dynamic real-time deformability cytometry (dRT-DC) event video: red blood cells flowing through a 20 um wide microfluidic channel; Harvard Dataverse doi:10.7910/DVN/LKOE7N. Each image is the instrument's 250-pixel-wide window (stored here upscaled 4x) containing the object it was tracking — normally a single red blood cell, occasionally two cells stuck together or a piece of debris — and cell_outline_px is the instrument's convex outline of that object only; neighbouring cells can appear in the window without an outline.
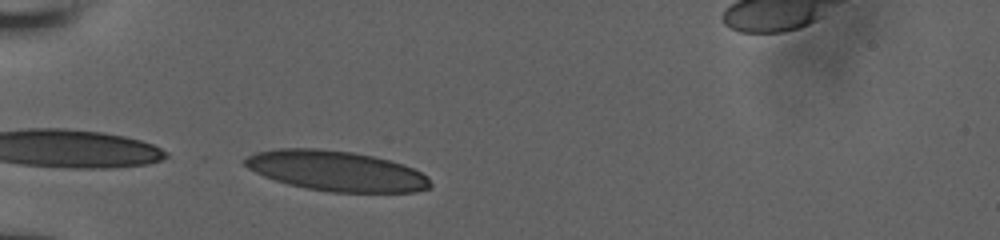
{"species": "human", "species_latin": "Homo sapiens", "temperature_condition": "room temperature", "stored_images_in_passage": 13, "camera_frame_rate_fps": 3000, "um_per_image_px": 0.085, "donor": {"sex": "male"}, "frame": {"image": 1, "passage_image": 2, "time_ms": 0.333, "image_size_px": [1000, 240], "cell_outline_px": [[432, 188], [416, 192], [328, 192], [288, 184], [264, 176], [248, 168], [244, 164], [244, 160], [248, 156], [256, 152], [276, 148], [316, 148], [352, 152], [372, 156], [404, 164], [428, 176], [432, 184]], "centroid_in_image_um": [28.61, 14.53], "position_along_channel_um": 56.4, "area_um2": 43.41}}
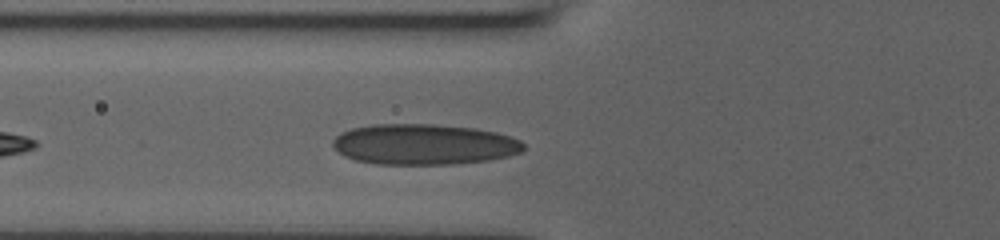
{"frame": {"image": 2, "passage_image": 10, "time_ms": 1.667, "image_size_px": [1000, 240], "cell_outline_px": [[524, 148], [520, 152], [508, 156], [488, 160], [456, 164], [376, 164], [356, 160], [344, 156], [332, 144], [332, 140], [340, 132], [352, 128], [372, 124], [436, 124], [476, 128], [496, 132], [512, 136], [520, 140], [524, 144]], "centroid_in_image_um": [36.04, 12.26], "position_along_channel_um": 89.8, "area_um2": 45.43}}